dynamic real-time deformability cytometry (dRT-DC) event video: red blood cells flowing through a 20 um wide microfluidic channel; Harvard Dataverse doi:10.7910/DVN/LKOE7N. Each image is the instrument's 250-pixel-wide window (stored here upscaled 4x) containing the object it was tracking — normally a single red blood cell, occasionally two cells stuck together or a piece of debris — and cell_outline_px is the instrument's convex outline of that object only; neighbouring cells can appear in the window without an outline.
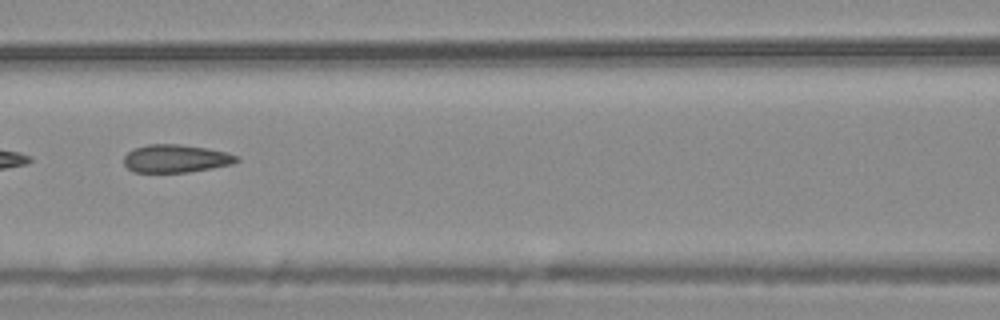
{"species": "common noctule bat (a hibernating species)", "species_latin": "Nyctalus noctula", "temperature_condition": "warm", "stored_images_in_passage": 12, "camera_frame_rate_fps": 3000, "um_per_image_px": 0.085, "animal": {"sex": "male", "body_mass_g": 20.4}, "frame": {"image": 1, "passage_image": 9, "time_ms": 2.667, "image_size_px": [1000, 320], "cell_outline_px": [[240, 160], [232, 164], [212, 168], [188, 172], [132, 172], [124, 164], [124, 156], [132, 148], [148, 144], [180, 144], [208, 148], [228, 152], [240, 156]], "centroid_in_image_um": [14.96, 13.47], "position_along_channel_um": 151.6, "area_um2": 18.61}}